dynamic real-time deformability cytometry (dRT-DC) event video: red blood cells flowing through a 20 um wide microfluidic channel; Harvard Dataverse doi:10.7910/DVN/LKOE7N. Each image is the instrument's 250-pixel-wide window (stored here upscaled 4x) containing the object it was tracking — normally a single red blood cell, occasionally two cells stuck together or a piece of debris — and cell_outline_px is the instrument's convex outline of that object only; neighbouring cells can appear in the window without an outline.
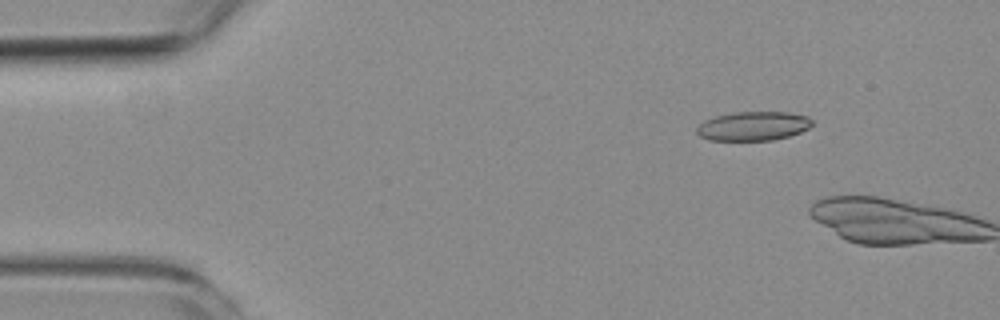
{"species": "common noctule bat (a hibernating species)", "species_latin": "Nyctalus noctula", "temperature_condition": "room temperature", "stored_images_in_passage": 2, "camera_frame_rate_fps": 3000, "um_per_image_px": 0.085, "animal": {"sex": "female", "body_mass_g": 19.3, "forearm_length_mm": 54.1}, "frame": {"image": 1, "passage_image": 1, "time_ms": 0.0, "image_size_px": [1000, 320], "cell_outline_px": [[812, 124], [808, 128], [800, 132], [788, 136], [772, 140], [708, 140], [700, 136], [696, 132], [696, 128], [704, 120], [716, 116], [736, 112], [788, 112], [808, 116], [812, 120]], "centroid_in_image_um": [64.01, 10.71], "position_along_channel_um": 21.0, "area_um2": 19.48}}